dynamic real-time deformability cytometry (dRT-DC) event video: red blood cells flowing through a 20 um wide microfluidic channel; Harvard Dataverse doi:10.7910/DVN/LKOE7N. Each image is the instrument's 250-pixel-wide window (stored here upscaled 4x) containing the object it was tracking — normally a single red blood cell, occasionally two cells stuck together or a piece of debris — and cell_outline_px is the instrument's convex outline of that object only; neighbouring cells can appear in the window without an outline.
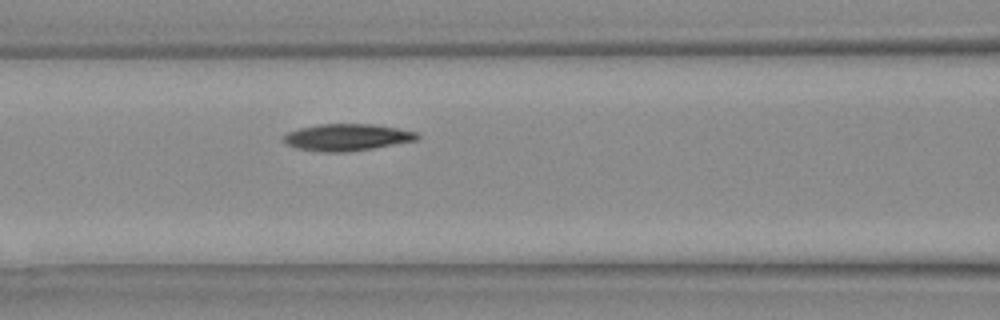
{"species": "Egyptian fruit bat (a non-hibernating species)", "species_latin": "Rousettus aegyptiacus", "temperature_condition": "warm", "stored_images_in_passage": 7, "camera_frame_rate_fps": 3000, "um_per_image_px": 0.085, "animal": {"sex": "female"}, "frame": {"image": 1, "passage_image": 4, "time_ms": 1.0, "image_size_px": [1000, 320], "cell_outline_px": [[420, 136], [416, 140], [372, 148], [344, 152], [324, 152], [296, 148], [288, 144], [284, 140], [284, 136], [288, 132], [300, 128], [320, 124], [372, 124], [396, 128], [416, 132]], "centroid_in_image_um": [29.49, 11.67], "position_along_channel_um": 137.1, "area_um2": 20.52}}